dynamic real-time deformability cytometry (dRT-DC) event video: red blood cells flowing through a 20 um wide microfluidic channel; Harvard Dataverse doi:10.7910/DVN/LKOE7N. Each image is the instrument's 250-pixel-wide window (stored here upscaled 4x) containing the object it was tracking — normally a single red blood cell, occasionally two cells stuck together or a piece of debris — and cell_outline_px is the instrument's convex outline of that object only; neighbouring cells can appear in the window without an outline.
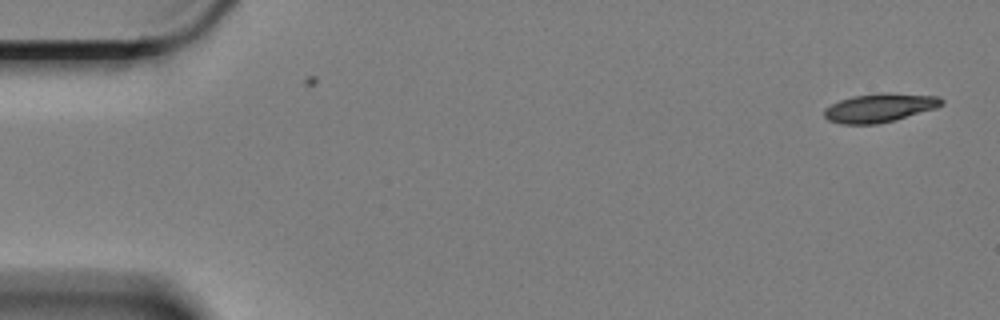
{"species": "Egyptian fruit bat (a non-hibernating species)", "species_latin": "Rousettus aegyptiacus", "temperature_condition": "cold", "stored_images_in_passage": 5, "camera_frame_rate_fps": 3000, "um_per_image_px": 0.085, "animal": {"sex": "female"}, "frame": {"image": 1, "passage_image": 1, "time_ms": 0.0, "image_size_px": [1000, 320], "cell_outline_px": [[944, 104], [936, 108], [892, 120], [876, 124], [840, 124], [828, 120], [824, 116], [824, 108], [840, 100], [852, 96], [940, 96], [944, 100]], "centroid_in_image_um": [74.69, 9.22], "position_along_channel_um": 10.3, "area_um2": 18.32}}
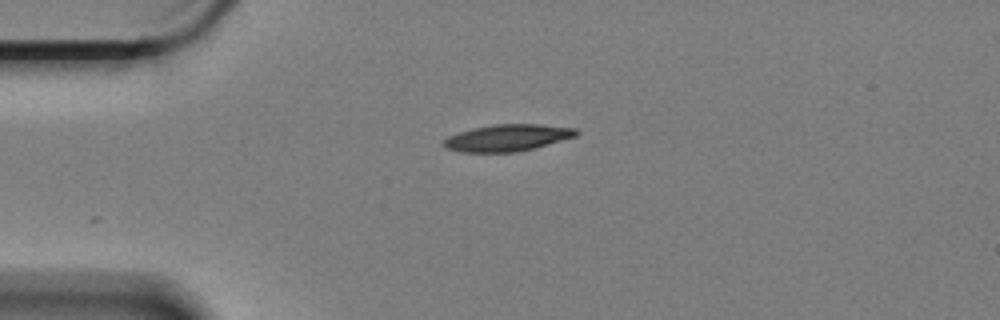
{"frame": {"image": 2, "passage_image": 4, "time_ms": 1.0, "image_size_px": [1000, 320], "cell_outline_px": [[580, 132], [576, 136], [532, 148], [516, 152], [460, 152], [448, 148], [444, 144], [444, 140], [448, 136], [472, 128], [496, 124], [536, 124], [576, 128]], "centroid_in_image_um": [43.14, 11.7], "position_along_channel_um": 41.9, "area_um2": 20.35}}